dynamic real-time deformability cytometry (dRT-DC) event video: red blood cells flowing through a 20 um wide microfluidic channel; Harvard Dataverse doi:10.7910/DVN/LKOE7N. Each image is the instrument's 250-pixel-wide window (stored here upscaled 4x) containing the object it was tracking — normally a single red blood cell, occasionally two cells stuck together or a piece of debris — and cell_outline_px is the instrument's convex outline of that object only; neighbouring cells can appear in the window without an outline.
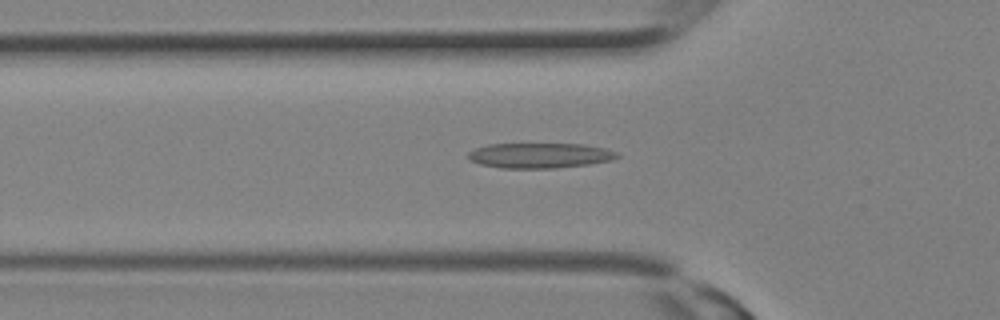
{"species": "Egyptian fruit bat (a non-hibernating species)", "species_latin": "Rousettus aegyptiacus", "temperature_condition": "room temperature", "stored_images_in_passage": 24, "camera_frame_rate_fps": 3000, "um_per_image_px": 0.085, "animal": {"sex": "female"}, "frame": {"image": 1, "passage_image": 5, "time_ms": 1.333, "image_size_px": [1000, 320], "cell_outline_px": [[620, 156], [612, 160], [588, 164], [556, 168], [504, 168], [480, 164], [468, 160], [468, 152], [476, 148], [488, 144], [584, 144], [604, 148], [616, 152]], "centroid_in_image_um": [45.87, 13.21], "position_along_channel_um": 79.9, "area_um2": 21.79}}
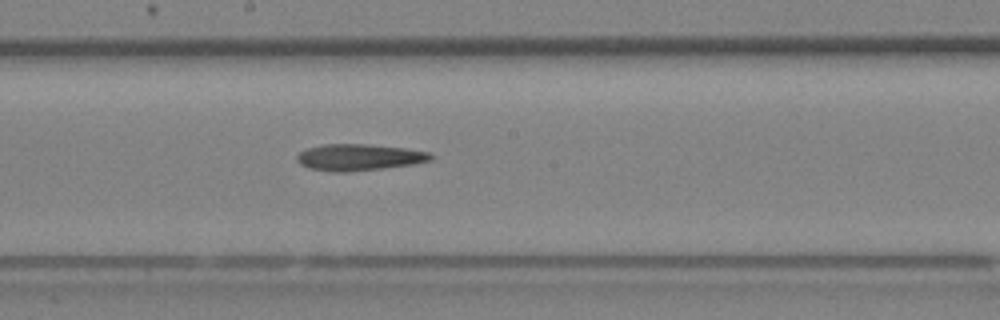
{"frame": {"image": 2, "passage_image": 11, "time_ms": 3.333, "image_size_px": [1000, 320], "cell_outline_px": [[436, 156], [432, 160], [416, 164], [384, 168], [344, 172], [332, 172], [308, 168], [300, 164], [296, 160], [296, 156], [300, 152], [308, 148], [324, 144], [368, 144], [404, 148], [428, 152]], "centroid_in_image_um": [30.54, 13.37], "position_along_channel_um": 217.7, "area_um2": 20.81}}
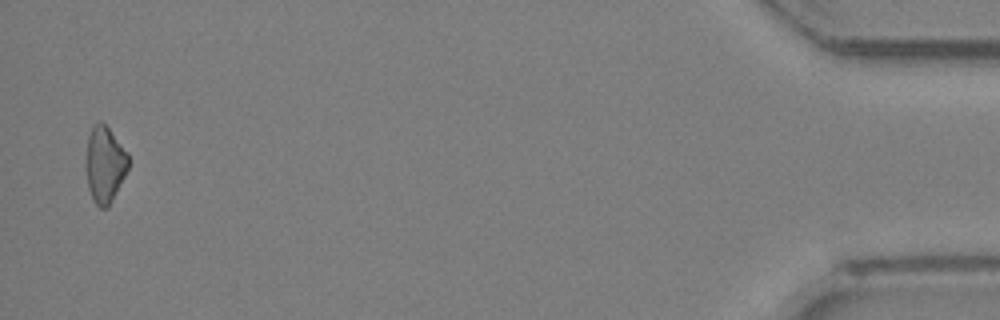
{"frame": {"image": 3, "passage_image": 24, "time_ms": 7.667, "image_size_px": [1000, 320], "cell_outline_px": [[128, 168], [108, 208], [100, 208], [96, 204], [88, 188], [84, 164], [88, 136], [92, 128], [100, 120], [108, 128], [128, 152]], "centroid_in_image_um": [8.88, 13.98], "position_along_channel_um": 426.3, "area_um2": 18.84}}